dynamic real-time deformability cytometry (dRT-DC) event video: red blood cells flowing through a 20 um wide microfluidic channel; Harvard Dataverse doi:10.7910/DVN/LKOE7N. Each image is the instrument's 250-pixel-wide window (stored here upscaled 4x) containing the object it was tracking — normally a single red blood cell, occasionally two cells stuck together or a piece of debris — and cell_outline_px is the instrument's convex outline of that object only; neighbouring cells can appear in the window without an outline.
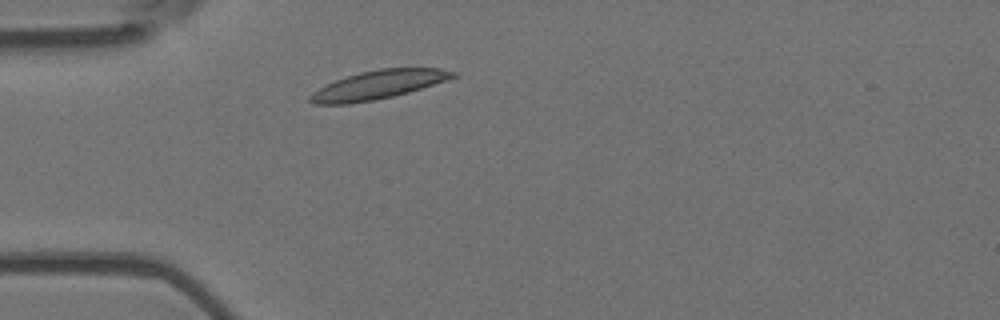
{"species": "Egyptian fruit bat (a non-hibernating species)", "species_latin": "Rousettus aegyptiacus", "temperature_condition": "room temperature", "stored_images_in_passage": 1, "camera_frame_rate_fps": 3000, "um_per_image_px": 0.085, "animal": {"sex": "female"}, "frame": {"image": 1, "passage_image": 1, "time_ms": 0.0, "image_size_px": [1000, 320], "cell_outline_px": [[460, 76], [448, 80], [408, 92], [392, 96], [372, 100], [348, 104], [312, 104], [308, 100], [308, 96], [312, 92], [336, 80], [360, 72], [380, 68], [440, 68], [456, 72]], "centroid_in_image_um": [32.18, 7.2], "position_along_channel_um": 52.8, "area_um2": 23.7}}